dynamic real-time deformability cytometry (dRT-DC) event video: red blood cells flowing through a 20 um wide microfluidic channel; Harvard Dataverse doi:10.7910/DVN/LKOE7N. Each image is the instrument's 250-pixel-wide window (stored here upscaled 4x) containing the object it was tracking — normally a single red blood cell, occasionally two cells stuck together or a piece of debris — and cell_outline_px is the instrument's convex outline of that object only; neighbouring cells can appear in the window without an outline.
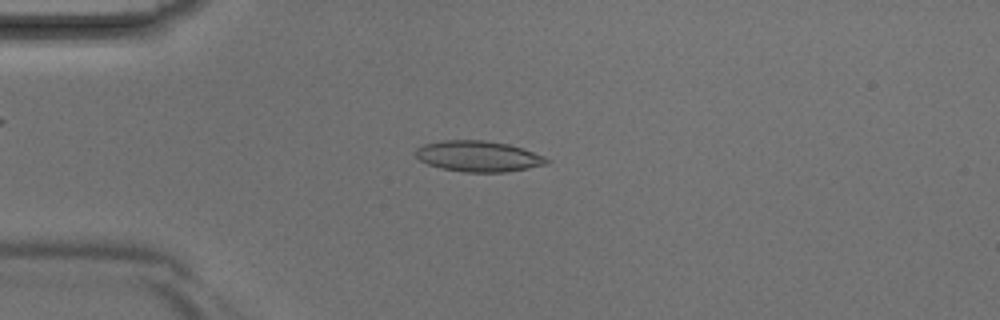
{"species": "Egyptian fruit bat (a non-hibernating species)", "species_latin": "Rousettus aegyptiacus", "temperature_condition": "room temperature", "stored_images_in_passage": 3, "camera_frame_rate_fps": 3000, "um_per_image_px": 0.085, "animal": {"sex": "male"}, "frame": {"image": 1, "passage_image": 2, "time_ms": 0.333, "image_size_px": [1000, 320], "cell_outline_px": [[552, 160], [548, 164], [508, 172], [464, 172], [440, 168], [428, 164], [420, 160], [416, 156], [416, 148], [424, 144], [440, 140], [484, 140], [508, 144], [544, 156]], "centroid_in_image_um": [40.66, 13.28], "position_along_channel_um": 44.3, "area_um2": 23.58}}